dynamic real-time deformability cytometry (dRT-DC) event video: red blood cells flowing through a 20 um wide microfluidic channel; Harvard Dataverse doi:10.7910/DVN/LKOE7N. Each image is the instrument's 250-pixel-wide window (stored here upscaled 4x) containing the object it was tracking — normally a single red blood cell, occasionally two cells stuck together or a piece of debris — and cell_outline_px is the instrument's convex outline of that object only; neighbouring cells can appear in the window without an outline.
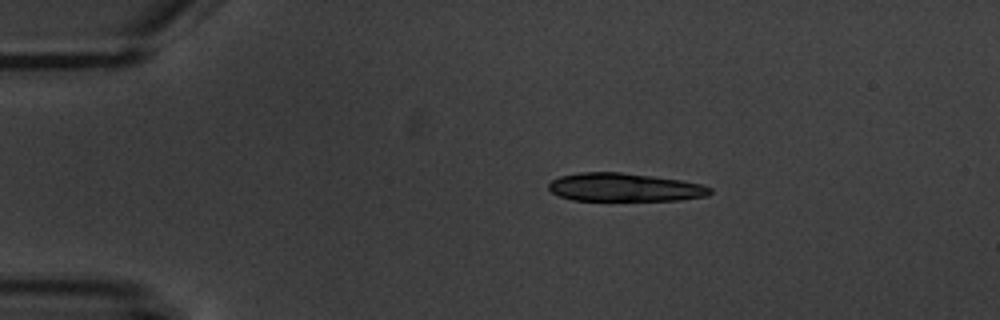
{"species": "common noctule bat (a hibernating species)", "species_latin": "Nyctalus noctula", "temperature_condition": "warm", "stored_images_in_passage": 6, "camera_frame_rate_fps": 3000, "um_per_image_px": 0.085, "animal": {"sex": "male", "body_mass_g": 20.1, "forearm_length_mm": 53.5}, "frame": {"image": 1, "passage_image": 2, "time_ms": 1.0, "image_size_px": [1000, 320], "cell_outline_px": [[712, 192], [708, 196], [680, 200], [572, 200], [560, 196], [552, 192], [548, 188], [548, 184], [552, 180], [560, 176], [580, 172], [620, 172], [652, 176], [680, 180], [700, 184], [712, 188]], "centroid_in_image_um": [53.09, 15.92], "position_along_channel_um": 31.9, "area_um2": 26.53}}